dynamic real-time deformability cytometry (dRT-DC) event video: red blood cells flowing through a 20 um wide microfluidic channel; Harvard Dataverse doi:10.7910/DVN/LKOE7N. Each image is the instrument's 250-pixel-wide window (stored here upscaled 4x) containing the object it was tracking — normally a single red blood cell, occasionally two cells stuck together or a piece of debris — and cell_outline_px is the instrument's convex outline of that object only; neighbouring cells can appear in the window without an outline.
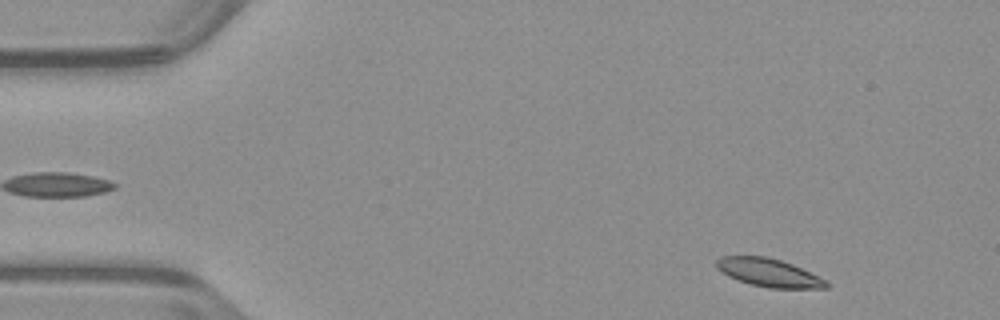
{"species": "common noctule bat (a hibernating species)", "species_latin": "Nyctalus noctula", "temperature_condition": "warm", "stored_images_in_passage": 50, "camera_frame_rate_fps": 3000, "um_per_image_px": 0.085, "animal": {"sex": "male", "body_mass_g": 23.1, "forearm_length_mm": 52.7}, "frame": {"image": 1, "passage_image": 3, "time_ms": 0.667, "image_size_px": [1000, 320], "cell_outline_px": [[828, 288], [768, 288], [752, 284], [728, 276], [716, 268], [716, 260], [720, 256], [764, 256], [780, 260], [792, 264], [820, 276], [828, 280]], "centroid_in_image_um": [65.37, 23.17], "position_along_channel_um": 19.6, "area_um2": 17.98}}
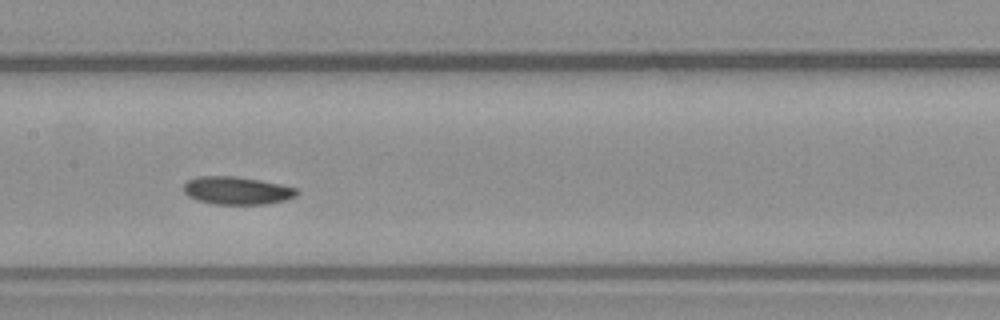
{"frame": {"image": 2, "passage_image": 23, "time_ms": 7.333, "image_size_px": [1000, 320], "cell_outline_px": [[300, 192], [296, 196], [288, 200], [268, 204], [216, 204], [196, 200], [188, 196], [184, 192], [184, 184], [188, 180], [196, 176], [232, 176], [260, 180], [280, 184], [296, 188]], "centroid_in_image_um": [20.16, 16.2], "position_along_channel_um": 187.2, "area_um2": 18.5}}
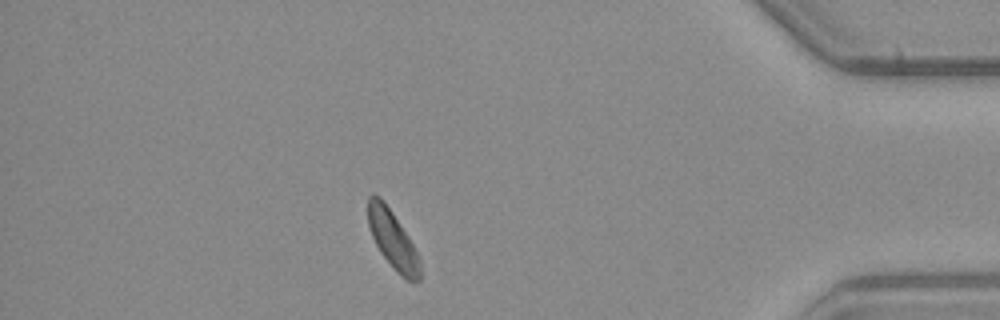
{"frame": {"image": 3, "passage_image": 43, "time_ms": 14.0, "image_size_px": [1000, 320], "cell_outline_px": [[420, 280], [416, 284], [404, 280], [396, 272], [380, 252], [372, 236], [368, 224], [368, 196], [380, 196], [392, 212], [408, 236], [420, 256]], "centroid_in_image_um": [33.42, 20.45], "position_along_channel_um": 401.8, "area_um2": 17.69}, "authors_computed_cell_mechanics": {"area_um2": 18.3804, "velocity_mm_per_s": 3.9066, "shape_relaxation_time_tau1_ms": 2.0808, "shape_relaxation_time_tau2_ms": 2.7551, "deformation_change_tau1": 0.074, "deformation_change_tau2": 0.0698}}